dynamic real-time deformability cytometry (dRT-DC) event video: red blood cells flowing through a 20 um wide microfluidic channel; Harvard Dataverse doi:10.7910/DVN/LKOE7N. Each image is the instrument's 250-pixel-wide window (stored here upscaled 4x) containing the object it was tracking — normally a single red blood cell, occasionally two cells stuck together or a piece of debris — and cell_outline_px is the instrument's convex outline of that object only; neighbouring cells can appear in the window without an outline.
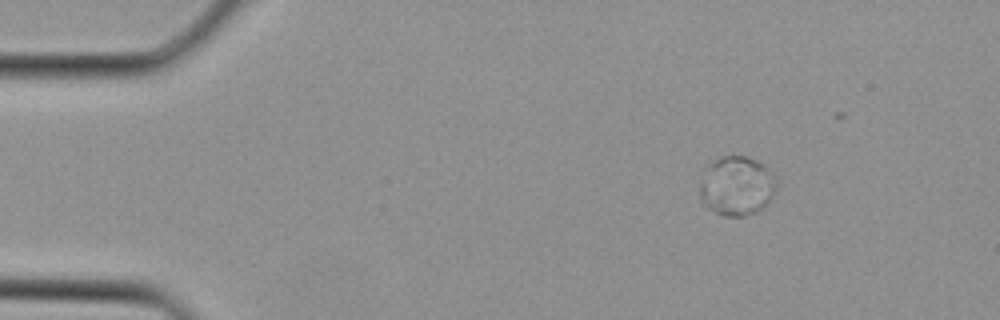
{"species": "Egyptian fruit bat (a non-hibernating species)", "species_latin": "Rousettus aegyptiacus", "temperature_condition": "cold", "stored_images_in_passage": 3, "segment_of_instrument_passage": [2, 2], "camera_frame_rate_fps": 3000, "um_per_image_px": 0.085, "animal": {"sex": "female"}, "frame": {"image": 1, "passage_image": 2, "time_ms": 0.333, "image_size_px": [1000, 320], "cell_outline_px": [[776, 188], [768, 200], [756, 212], [744, 216], [724, 216], [708, 208], [700, 200], [700, 188], [704, 184], [776, 180]], "centroid_in_image_um": [62.64, 16.73], "position_along_channel_um": 22.4, "area_um2": 15.09}}